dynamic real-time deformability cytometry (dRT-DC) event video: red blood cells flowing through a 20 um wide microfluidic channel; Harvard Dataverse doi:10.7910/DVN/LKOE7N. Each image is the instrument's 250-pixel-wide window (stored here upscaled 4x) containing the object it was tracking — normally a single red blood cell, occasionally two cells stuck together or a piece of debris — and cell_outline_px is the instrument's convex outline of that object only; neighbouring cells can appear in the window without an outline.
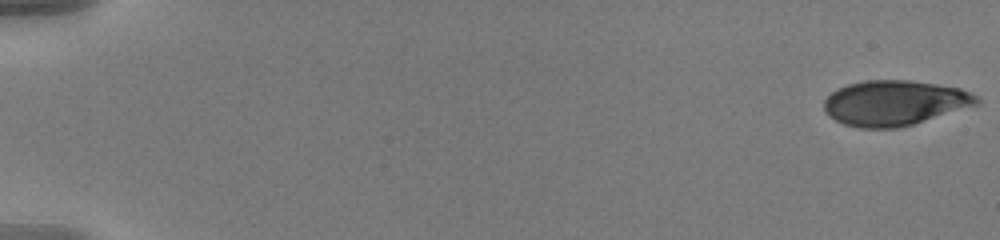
{"species": "human", "species_latin": "Homo sapiens", "temperature_condition": "warm", "stored_images_in_passage": 7, "camera_frame_rate_fps": 3000, "um_per_image_px": 0.085, "donor": {"sex": "male"}, "frame": {"image": 1, "passage_image": 1, "time_ms": 0.0, "image_size_px": [1000, 240], "cell_outline_px": [[980, 104], [900, 128], [860, 128], [844, 124], [828, 116], [824, 108], [824, 100], [832, 92], [848, 84], [864, 80], [908, 80], [936, 84], [960, 88], [976, 96], [980, 100]], "centroid_in_image_um": [76.04, 8.75], "position_along_channel_um": 9.0, "area_um2": 40.11}}
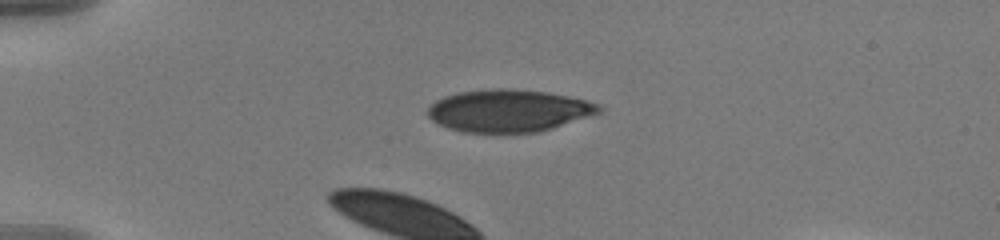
{"frame": {"image": 2, "passage_image": 5, "time_ms": 1.333, "image_size_px": [1000, 240], "cell_outline_px": [[604, 108], [600, 112], [552, 128], [536, 132], [496, 136], [464, 132], [448, 128], [432, 120], [428, 116], [428, 108], [436, 100], [444, 96], [460, 92], [492, 88], [512, 88], [548, 92], [568, 96], [600, 104]], "centroid_in_image_um": [43.21, 9.44], "position_along_channel_um": 41.8, "area_um2": 43.06}}